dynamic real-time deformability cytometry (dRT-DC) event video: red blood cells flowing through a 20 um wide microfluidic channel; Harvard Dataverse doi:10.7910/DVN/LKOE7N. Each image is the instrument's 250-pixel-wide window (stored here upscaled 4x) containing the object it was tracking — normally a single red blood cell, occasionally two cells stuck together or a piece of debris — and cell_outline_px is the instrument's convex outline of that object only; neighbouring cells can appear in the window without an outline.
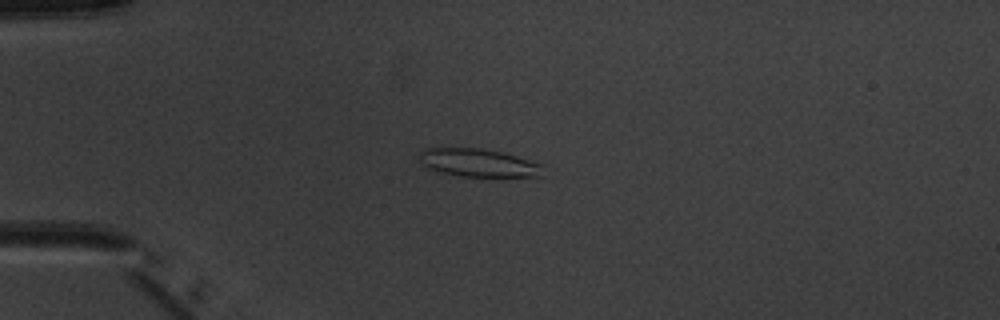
{"species": "common noctule bat (a hibernating species)", "species_latin": "Nyctalus noctula", "temperature_condition": "warm", "stored_images_in_passage": 6, "camera_frame_rate_fps": 3000, "um_per_image_px": 0.085, "animal": {"sex": "male", "body_mass_g": 20.1, "forearm_length_mm": 53.5}, "frame": {"image": 1, "passage_image": 4, "time_ms": 4.333, "image_size_px": [1000, 320], "cell_outline_px": [[544, 176], [460, 176], [436, 172], [424, 168], [420, 164], [420, 152], [424, 148], [480, 148], [500, 152], [516, 156], [544, 164]], "centroid_in_image_um": [40.63, 13.85], "position_along_channel_um": 44.4, "area_um2": 20.46}}
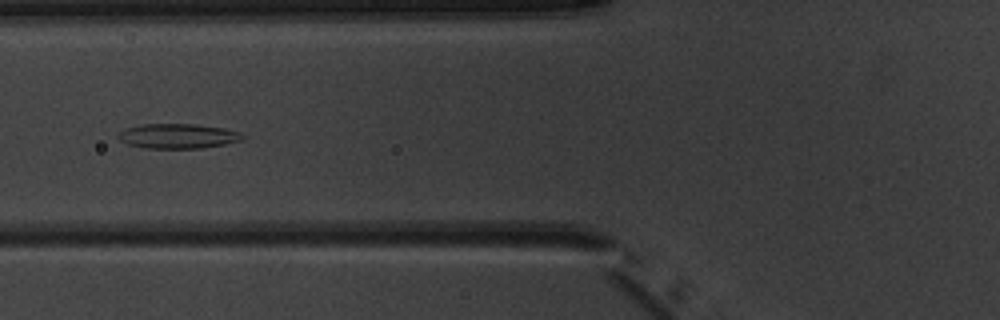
{"frame": {"image": 2, "passage_image": 6, "time_ms": 6.667, "image_size_px": [1000, 320], "cell_outline_px": [[244, 140], [224, 144], [200, 148], [144, 148], [128, 144], [120, 140], [116, 136], [120, 132], [128, 128], [144, 124], [196, 124], [224, 128], [240, 132], [244, 136]], "centroid_in_image_um": [15.15, 11.57], "position_along_channel_um": 110.7, "area_um2": 17.86}}